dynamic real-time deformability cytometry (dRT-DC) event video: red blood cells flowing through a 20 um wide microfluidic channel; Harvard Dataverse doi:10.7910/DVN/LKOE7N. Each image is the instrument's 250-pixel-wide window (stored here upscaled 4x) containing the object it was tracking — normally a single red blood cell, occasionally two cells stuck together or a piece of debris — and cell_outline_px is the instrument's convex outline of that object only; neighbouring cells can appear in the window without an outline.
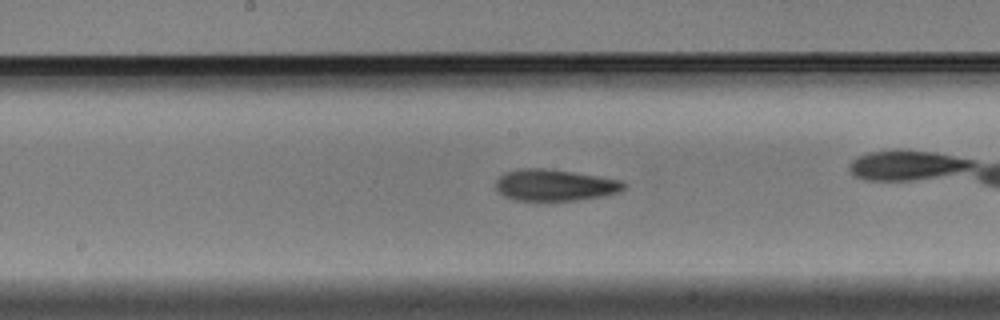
{"species": "Egyptian fruit bat (a non-hibernating species)", "species_latin": "Rousettus aegyptiacus", "temperature_condition": "warm", "stored_images_in_passage": 33, "camera_frame_rate_fps": 3000, "um_per_image_px": 0.085, "animal": {"sex": "male"}, "frame": {"image": 1, "passage_image": 10, "time_ms": 3.0, "image_size_px": [1000, 320], "cell_outline_px": [[624, 188], [616, 192], [604, 196], [576, 200], [516, 200], [504, 196], [496, 188], [496, 180], [504, 172], [520, 168], [544, 168], [572, 172], [620, 180], [624, 184]], "centroid_in_image_um": [47.1, 15.73], "position_along_channel_um": 201.1, "area_um2": 23.18}}